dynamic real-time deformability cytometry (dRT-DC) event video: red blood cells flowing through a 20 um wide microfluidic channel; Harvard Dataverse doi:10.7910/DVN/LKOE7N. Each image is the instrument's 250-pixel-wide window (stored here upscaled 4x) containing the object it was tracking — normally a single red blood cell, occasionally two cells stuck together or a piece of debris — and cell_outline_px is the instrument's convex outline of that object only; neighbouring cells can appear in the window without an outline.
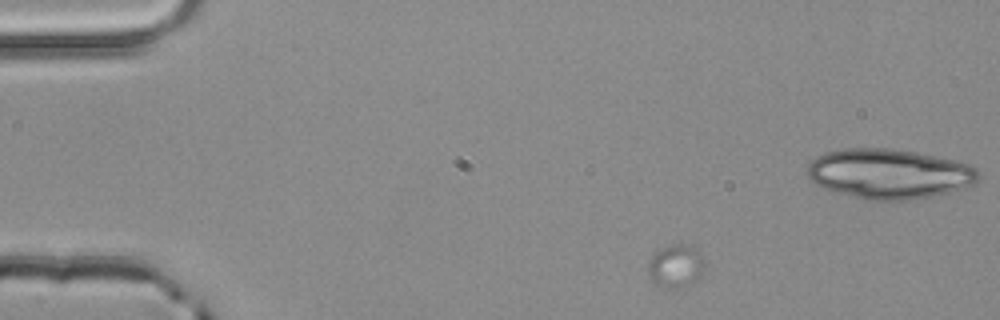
{"species": "common noctule bat (a hibernating species)", "species_latin": "Nyctalus noctula", "temperature_condition": "room temperature", "stored_images_in_passage": 3, "camera_frame_rate_fps": 3000, "um_per_image_px": 0.085, "animal": {"sex": "male", "body_mass_g": 20.4}, "frame": {"image": 1, "passage_image": 1, "time_ms": 0.0, "image_size_px": [1000, 320], "cell_outline_px": [[704, 272], [696, 280], [684, 288], [668, 288], [656, 284], [648, 276], [648, 264], [652, 256], [656, 252], [672, 244], [692, 244], [700, 256], [704, 264]], "centroid_in_image_um": [57.44, 22.63], "position_along_channel_um": 27.6, "area_um2": 14.1}}